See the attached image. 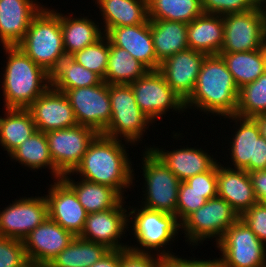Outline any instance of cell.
Returning a JSON list of instances; mask_svg holds the SVG:
<instances>
[{"mask_svg": "<svg viewBox=\"0 0 266 267\" xmlns=\"http://www.w3.org/2000/svg\"><path fill=\"white\" fill-rule=\"evenodd\" d=\"M128 143L98 133L88 145L79 165L70 174L79 175V178L89 182L112 187L127 198L124 193L128 192L126 189L135 186L133 182L136 174L125 144L134 145Z\"/></svg>", "mask_w": 266, "mask_h": 267, "instance_id": "cell-1", "label": "cell"}, {"mask_svg": "<svg viewBox=\"0 0 266 267\" xmlns=\"http://www.w3.org/2000/svg\"><path fill=\"white\" fill-rule=\"evenodd\" d=\"M238 97L239 88L222 57L207 55L193 93L184 102L185 111L193 108L207 116L221 117V120L236 114Z\"/></svg>", "mask_w": 266, "mask_h": 267, "instance_id": "cell-2", "label": "cell"}, {"mask_svg": "<svg viewBox=\"0 0 266 267\" xmlns=\"http://www.w3.org/2000/svg\"><path fill=\"white\" fill-rule=\"evenodd\" d=\"M6 66L3 68V107L27 109L51 86V76L18 46H3ZM5 69V70H4Z\"/></svg>", "mask_w": 266, "mask_h": 267, "instance_id": "cell-3", "label": "cell"}, {"mask_svg": "<svg viewBox=\"0 0 266 267\" xmlns=\"http://www.w3.org/2000/svg\"><path fill=\"white\" fill-rule=\"evenodd\" d=\"M139 206L128 205V226H130L128 228L132 229L130 232H133L132 235L137 242L134 246L128 245V248L137 252H152L160 257L176 254L167 246L175 243L174 240L178 238V233L181 231V224L176 215Z\"/></svg>", "mask_w": 266, "mask_h": 267, "instance_id": "cell-4", "label": "cell"}, {"mask_svg": "<svg viewBox=\"0 0 266 267\" xmlns=\"http://www.w3.org/2000/svg\"><path fill=\"white\" fill-rule=\"evenodd\" d=\"M17 46L51 74L60 61L67 57L60 27V12L44 6L32 19L24 38Z\"/></svg>", "mask_w": 266, "mask_h": 267, "instance_id": "cell-5", "label": "cell"}, {"mask_svg": "<svg viewBox=\"0 0 266 267\" xmlns=\"http://www.w3.org/2000/svg\"><path fill=\"white\" fill-rule=\"evenodd\" d=\"M111 118L105 136L121 139L131 144H142L143 135L147 133L153 122L138 107L134 92L130 85H109ZM123 138V139H122ZM139 142V143H138Z\"/></svg>", "mask_w": 266, "mask_h": 267, "instance_id": "cell-6", "label": "cell"}, {"mask_svg": "<svg viewBox=\"0 0 266 267\" xmlns=\"http://www.w3.org/2000/svg\"><path fill=\"white\" fill-rule=\"evenodd\" d=\"M142 176L144 177L141 206L176 215L180 180L169 170L164 162L151 150L141 152ZM144 197V198H143Z\"/></svg>", "mask_w": 266, "mask_h": 267, "instance_id": "cell-7", "label": "cell"}, {"mask_svg": "<svg viewBox=\"0 0 266 267\" xmlns=\"http://www.w3.org/2000/svg\"><path fill=\"white\" fill-rule=\"evenodd\" d=\"M239 218L231 205L217 196L207 200L203 206L190 214L181 223V232L185 235L187 245H194L193 248L202 245L204 240L213 241L214 238L217 244L225 231Z\"/></svg>", "mask_w": 266, "mask_h": 267, "instance_id": "cell-8", "label": "cell"}, {"mask_svg": "<svg viewBox=\"0 0 266 267\" xmlns=\"http://www.w3.org/2000/svg\"><path fill=\"white\" fill-rule=\"evenodd\" d=\"M224 118L235 123L232 126L231 138H227L230 139V145L228 144L229 148L226 150H229L228 159L232 162H226L230 163L227 167L247 172L266 169V140L260 135L256 121L236 115Z\"/></svg>", "mask_w": 266, "mask_h": 267, "instance_id": "cell-9", "label": "cell"}, {"mask_svg": "<svg viewBox=\"0 0 266 267\" xmlns=\"http://www.w3.org/2000/svg\"><path fill=\"white\" fill-rule=\"evenodd\" d=\"M216 245L221 252L219 267H262L266 264V245L240 218Z\"/></svg>", "mask_w": 266, "mask_h": 267, "instance_id": "cell-10", "label": "cell"}, {"mask_svg": "<svg viewBox=\"0 0 266 267\" xmlns=\"http://www.w3.org/2000/svg\"><path fill=\"white\" fill-rule=\"evenodd\" d=\"M134 92L140 110L153 123L170 112L182 114L185 111L183 100L168 85L159 70H148L141 78L129 84ZM158 119V120H157Z\"/></svg>", "mask_w": 266, "mask_h": 267, "instance_id": "cell-11", "label": "cell"}, {"mask_svg": "<svg viewBox=\"0 0 266 267\" xmlns=\"http://www.w3.org/2000/svg\"><path fill=\"white\" fill-rule=\"evenodd\" d=\"M224 42L220 53L260 49L266 34V10L260 3L255 9L223 16Z\"/></svg>", "mask_w": 266, "mask_h": 267, "instance_id": "cell-12", "label": "cell"}, {"mask_svg": "<svg viewBox=\"0 0 266 267\" xmlns=\"http://www.w3.org/2000/svg\"><path fill=\"white\" fill-rule=\"evenodd\" d=\"M78 125L102 133L111 118L109 84L105 81L90 87L68 89L65 92Z\"/></svg>", "mask_w": 266, "mask_h": 267, "instance_id": "cell-13", "label": "cell"}, {"mask_svg": "<svg viewBox=\"0 0 266 267\" xmlns=\"http://www.w3.org/2000/svg\"><path fill=\"white\" fill-rule=\"evenodd\" d=\"M45 134L53 163L65 175L73 172L79 165L88 145L98 133L91 127L76 125Z\"/></svg>", "mask_w": 266, "mask_h": 267, "instance_id": "cell-14", "label": "cell"}, {"mask_svg": "<svg viewBox=\"0 0 266 267\" xmlns=\"http://www.w3.org/2000/svg\"><path fill=\"white\" fill-rule=\"evenodd\" d=\"M48 215V204L43 196L20 197L0 210V236L23 241Z\"/></svg>", "mask_w": 266, "mask_h": 267, "instance_id": "cell-15", "label": "cell"}, {"mask_svg": "<svg viewBox=\"0 0 266 267\" xmlns=\"http://www.w3.org/2000/svg\"><path fill=\"white\" fill-rule=\"evenodd\" d=\"M125 199L114 208L89 213L79 237L102 244L109 250L127 249L129 244L122 243V238L129 231L128 205H125L129 203Z\"/></svg>", "mask_w": 266, "mask_h": 267, "instance_id": "cell-16", "label": "cell"}, {"mask_svg": "<svg viewBox=\"0 0 266 267\" xmlns=\"http://www.w3.org/2000/svg\"><path fill=\"white\" fill-rule=\"evenodd\" d=\"M27 109L32 115L37 131L40 132L46 133L78 125L65 93L51 86Z\"/></svg>", "mask_w": 266, "mask_h": 267, "instance_id": "cell-17", "label": "cell"}, {"mask_svg": "<svg viewBox=\"0 0 266 267\" xmlns=\"http://www.w3.org/2000/svg\"><path fill=\"white\" fill-rule=\"evenodd\" d=\"M45 195L49 218L63 229L79 236L88 213L78 201L75 192L62 180H53Z\"/></svg>", "mask_w": 266, "mask_h": 267, "instance_id": "cell-18", "label": "cell"}, {"mask_svg": "<svg viewBox=\"0 0 266 267\" xmlns=\"http://www.w3.org/2000/svg\"><path fill=\"white\" fill-rule=\"evenodd\" d=\"M207 54L186 49L165 59L159 71L168 85L185 102L193 93L198 74Z\"/></svg>", "mask_w": 266, "mask_h": 267, "instance_id": "cell-19", "label": "cell"}, {"mask_svg": "<svg viewBox=\"0 0 266 267\" xmlns=\"http://www.w3.org/2000/svg\"><path fill=\"white\" fill-rule=\"evenodd\" d=\"M75 237L48 217L23 240L27 258L47 266Z\"/></svg>", "mask_w": 266, "mask_h": 267, "instance_id": "cell-20", "label": "cell"}, {"mask_svg": "<svg viewBox=\"0 0 266 267\" xmlns=\"http://www.w3.org/2000/svg\"><path fill=\"white\" fill-rule=\"evenodd\" d=\"M105 36L112 45L125 49L148 70H159L161 63L156 58L149 19L143 24L111 28Z\"/></svg>", "mask_w": 266, "mask_h": 267, "instance_id": "cell-21", "label": "cell"}, {"mask_svg": "<svg viewBox=\"0 0 266 267\" xmlns=\"http://www.w3.org/2000/svg\"><path fill=\"white\" fill-rule=\"evenodd\" d=\"M44 5L38 0H0V43L17 46Z\"/></svg>", "mask_w": 266, "mask_h": 267, "instance_id": "cell-22", "label": "cell"}, {"mask_svg": "<svg viewBox=\"0 0 266 267\" xmlns=\"http://www.w3.org/2000/svg\"><path fill=\"white\" fill-rule=\"evenodd\" d=\"M151 146H145V149H151L181 182L209 171L218 162L209 150L195 146L191 148L187 145L170 151L155 145Z\"/></svg>", "mask_w": 266, "mask_h": 267, "instance_id": "cell-23", "label": "cell"}, {"mask_svg": "<svg viewBox=\"0 0 266 267\" xmlns=\"http://www.w3.org/2000/svg\"><path fill=\"white\" fill-rule=\"evenodd\" d=\"M217 196L226 200L239 217L258 203L248 172L220 162H217Z\"/></svg>", "mask_w": 266, "mask_h": 267, "instance_id": "cell-24", "label": "cell"}, {"mask_svg": "<svg viewBox=\"0 0 266 267\" xmlns=\"http://www.w3.org/2000/svg\"><path fill=\"white\" fill-rule=\"evenodd\" d=\"M189 49L219 55L224 42L223 16L202 13L187 24Z\"/></svg>", "mask_w": 266, "mask_h": 267, "instance_id": "cell-25", "label": "cell"}, {"mask_svg": "<svg viewBox=\"0 0 266 267\" xmlns=\"http://www.w3.org/2000/svg\"><path fill=\"white\" fill-rule=\"evenodd\" d=\"M101 13L104 34L111 28L143 24L148 20L147 0H93Z\"/></svg>", "mask_w": 266, "mask_h": 267, "instance_id": "cell-26", "label": "cell"}, {"mask_svg": "<svg viewBox=\"0 0 266 267\" xmlns=\"http://www.w3.org/2000/svg\"><path fill=\"white\" fill-rule=\"evenodd\" d=\"M67 14L60 11V27L66 56H71L86 46L93 45L105 35L100 28V22L88 18L89 15L76 17L73 12Z\"/></svg>", "mask_w": 266, "mask_h": 267, "instance_id": "cell-27", "label": "cell"}, {"mask_svg": "<svg viewBox=\"0 0 266 267\" xmlns=\"http://www.w3.org/2000/svg\"><path fill=\"white\" fill-rule=\"evenodd\" d=\"M61 179L75 192L78 201L88 214L114 208L124 199L112 187L77 177L75 179L78 181H75L70 173L63 175Z\"/></svg>", "mask_w": 266, "mask_h": 267, "instance_id": "cell-28", "label": "cell"}, {"mask_svg": "<svg viewBox=\"0 0 266 267\" xmlns=\"http://www.w3.org/2000/svg\"><path fill=\"white\" fill-rule=\"evenodd\" d=\"M12 162L27 167L30 170L49 169L53 180L61 179L63 176L55 167L50 155L48 141L44 132L36 131L27 138L10 155Z\"/></svg>", "mask_w": 266, "mask_h": 267, "instance_id": "cell-29", "label": "cell"}, {"mask_svg": "<svg viewBox=\"0 0 266 267\" xmlns=\"http://www.w3.org/2000/svg\"><path fill=\"white\" fill-rule=\"evenodd\" d=\"M150 29L156 58L160 63L170 56L189 48L186 23L150 20Z\"/></svg>", "mask_w": 266, "mask_h": 267, "instance_id": "cell-30", "label": "cell"}, {"mask_svg": "<svg viewBox=\"0 0 266 267\" xmlns=\"http://www.w3.org/2000/svg\"><path fill=\"white\" fill-rule=\"evenodd\" d=\"M0 116V145L8 156L36 131V125L28 109L4 108Z\"/></svg>", "mask_w": 266, "mask_h": 267, "instance_id": "cell-31", "label": "cell"}, {"mask_svg": "<svg viewBox=\"0 0 266 267\" xmlns=\"http://www.w3.org/2000/svg\"><path fill=\"white\" fill-rule=\"evenodd\" d=\"M148 69L125 49L109 42V57L105 81L109 85H129L141 78Z\"/></svg>", "mask_w": 266, "mask_h": 267, "instance_id": "cell-32", "label": "cell"}, {"mask_svg": "<svg viewBox=\"0 0 266 267\" xmlns=\"http://www.w3.org/2000/svg\"><path fill=\"white\" fill-rule=\"evenodd\" d=\"M238 86L257 80L266 70L261 49L246 52L219 53Z\"/></svg>", "mask_w": 266, "mask_h": 267, "instance_id": "cell-33", "label": "cell"}, {"mask_svg": "<svg viewBox=\"0 0 266 267\" xmlns=\"http://www.w3.org/2000/svg\"><path fill=\"white\" fill-rule=\"evenodd\" d=\"M108 251L102 244L76 236L47 267H90Z\"/></svg>", "mask_w": 266, "mask_h": 267, "instance_id": "cell-34", "label": "cell"}, {"mask_svg": "<svg viewBox=\"0 0 266 267\" xmlns=\"http://www.w3.org/2000/svg\"><path fill=\"white\" fill-rule=\"evenodd\" d=\"M50 76L51 87L61 92L68 89L90 87L103 82L99 75L86 69L70 56L62 59Z\"/></svg>", "mask_w": 266, "mask_h": 267, "instance_id": "cell-35", "label": "cell"}, {"mask_svg": "<svg viewBox=\"0 0 266 267\" xmlns=\"http://www.w3.org/2000/svg\"><path fill=\"white\" fill-rule=\"evenodd\" d=\"M149 20H167L191 23L200 16L201 0H147Z\"/></svg>", "mask_w": 266, "mask_h": 267, "instance_id": "cell-36", "label": "cell"}, {"mask_svg": "<svg viewBox=\"0 0 266 267\" xmlns=\"http://www.w3.org/2000/svg\"><path fill=\"white\" fill-rule=\"evenodd\" d=\"M266 113V71L254 82L239 89L236 116L253 118Z\"/></svg>", "mask_w": 266, "mask_h": 267, "instance_id": "cell-37", "label": "cell"}, {"mask_svg": "<svg viewBox=\"0 0 266 267\" xmlns=\"http://www.w3.org/2000/svg\"><path fill=\"white\" fill-rule=\"evenodd\" d=\"M70 57L86 69L99 75L104 80L108 65L109 40L104 35L93 45L86 46Z\"/></svg>", "mask_w": 266, "mask_h": 267, "instance_id": "cell-38", "label": "cell"}, {"mask_svg": "<svg viewBox=\"0 0 266 267\" xmlns=\"http://www.w3.org/2000/svg\"><path fill=\"white\" fill-rule=\"evenodd\" d=\"M217 197V192H197L185 181L180 182L176 217L181 224L190 214L194 213L207 200Z\"/></svg>", "mask_w": 266, "mask_h": 267, "instance_id": "cell-39", "label": "cell"}, {"mask_svg": "<svg viewBox=\"0 0 266 267\" xmlns=\"http://www.w3.org/2000/svg\"><path fill=\"white\" fill-rule=\"evenodd\" d=\"M202 11L206 14L228 15L255 9L258 0H201Z\"/></svg>", "mask_w": 266, "mask_h": 267, "instance_id": "cell-40", "label": "cell"}, {"mask_svg": "<svg viewBox=\"0 0 266 267\" xmlns=\"http://www.w3.org/2000/svg\"><path fill=\"white\" fill-rule=\"evenodd\" d=\"M27 261L23 241L0 236V267H21Z\"/></svg>", "mask_w": 266, "mask_h": 267, "instance_id": "cell-41", "label": "cell"}, {"mask_svg": "<svg viewBox=\"0 0 266 267\" xmlns=\"http://www.w3.org/2000/svg\"><path fill=\"white\" fill-rule=\"evenodd\" d=\"M240 219L266 245V205L262 202L254 204L240 216Z\"/></svg>", "mask_w": 266, "mask_h": 267, "instance_id": "cell-42", "label": "cell"}, {"mask_svg": "<svg viewBox=\"0 0 266 267\" xmlns=\"http://www.w3.org/2000/svg\"><path fill=\"white\" fill-rule=\"evenodd\" d=\"M161 258L152 253L121 249V267H159Z\"/></svg>", "mask_w": 266, "mask_h": 267, "instance_id": "cell-43", "label": "cell"}, {"mask_svg": "<svg viewBox=\"0 0 266 267\" xmlns=\"http://www.w3.org/2000/svg\"><path fill=\"white\" fill-rule=\"evenodd\" d=\"M197 192H217V163L209 170L185 181Z\"/></svg>", "mask_w": 266, "mask_h": 267, "instance_id": "cell-44", "label": "cell"}, {"mask_svg": "<svg viewBox=\"0 0 266 267\" xmlns=\"http://www.w3.org/2000/svg\"><path fill=\"white\" fill-rule=\"evenodd\" d=\"M179 255L166 256L161 258L159 267H219L218 258L197 259V258H183ZM197 259V260H196Z\"/></svg>", "mask_w": 266, "mask_h": 267, "instance_id": "cell-45", "label": "cell"}, {"mask_svg": "<svg viewBox=\"0 0 266 267\" xmlns=\"http://www.w3.org/2000/svg\"><path fill=\"white\" fill-rule=\"evenodd\" d=\"M258 202L266 200V169L248 172Z\"/></svg>", "mask_w": 266, "mask_h": 267, "instance_id": "cell-46", "label": "cell"}, {"mask_svg": "<svg viewBox=\"0 0 266 267\" xmlns=\"http://www.w3.org/2000/svg\"><path fill=\"white\" fill-rule=\"evenodd\" d=\"M90 267H121V250H109Z\"/></svg>", "mask_w": 266, "mask_h": 267, "instance_id": "cell-47", "label": "cell"}, {"mask_svg": "<svg viewBox=\"0 0 266 267\" xmlns=\"http://www.w3.org/2000/svg\"><path fill=\"white\" fill-rule=\"evenodd\" d=\"M260 129V135L266 140V113L253 117Z\"/></svg>", "mask_w": 266, "mask_h": 267, "instance_id": "cell-48", "label": "cell"}, {"mask_svg": "<svg viewBox=\"0 0 266 267\" xmlns=\"http://www.w3.org/2000/svg\"><path fill=\"white\" fill-rule=\"evenodd\" d=\"M21 267H47L43 264H40L39 262H35L32 260H28L26 263H24Z\"/></svg>", "mask_w": 266, "mask_h": 267, "instance_id": "cell-49", "label": "cell"}, {"mask_svg": "<svg viewBox=\"0 0 266 267\" xmlns=\"http://www.w3.org/2000/svg\"><path fill=\"white\" fill-rule=\"evenodd\" d=\"M261 52L264 58V65H265V70H266V34L264 36L263 42H262V46H261Z\"/></svg>", "mask_w": 266, "mask_h": 267, "instance_id": "cell-50", "label": "cell"}, {"mask_svg": "<svg viewBox=\"0 0 266 267\" xmlns=\"http://www.w3.org/2000/svg\"><path fill=\"white\" fill-rule=\"evenodd\" d=\"M262 6L266 9V0L263 1Z\"/></svg>", "mask_w": 266, "mask_h": 267, "instance_id": "cell-51", "label": "cell"}]
</instances>
